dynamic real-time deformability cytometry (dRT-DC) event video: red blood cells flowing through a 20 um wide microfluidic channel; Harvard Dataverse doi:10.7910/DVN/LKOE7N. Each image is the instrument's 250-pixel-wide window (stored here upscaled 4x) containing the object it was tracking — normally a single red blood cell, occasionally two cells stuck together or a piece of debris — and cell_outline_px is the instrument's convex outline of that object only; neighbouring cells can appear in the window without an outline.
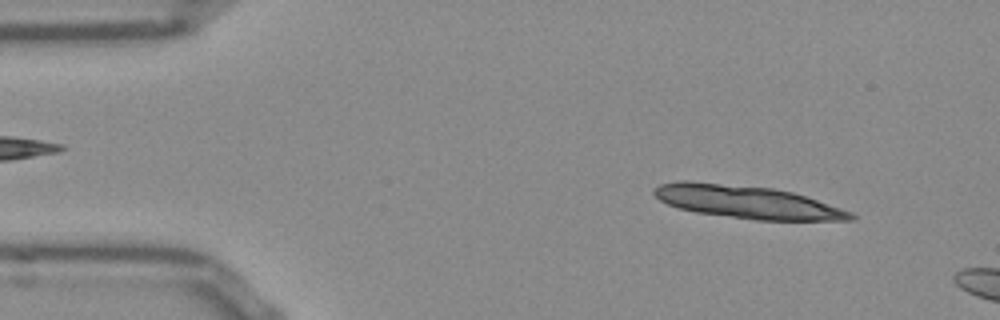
{"species": "Egyptian fruit bat (a non-hibernating species)", "species_latin": "Rousettus aegyptiacus", "temperature_condition": "room temperature", "stored_images_in_passage": 9, "camera_frame_rate_fps": 3000, "um_per_image_px": 0.085, "frame": {"image": 1, "passage_image": 4, "time_ms": 1.0, "image_size_px": [1000, 320], "cell_outline_px": [[856, 220], [756, 220], [696, 212], [680, 208], [668, 204], [660, 200], [652, 192], [652, 188], [660, 184], [676, 180], [688, 180], [772, 188], [792, 192], [852, 212], [856, 216]], "centroid_in_image_um": [63.45, 17.16], "position_along_channel_um": 21.6, "area_um2": 37.45}}